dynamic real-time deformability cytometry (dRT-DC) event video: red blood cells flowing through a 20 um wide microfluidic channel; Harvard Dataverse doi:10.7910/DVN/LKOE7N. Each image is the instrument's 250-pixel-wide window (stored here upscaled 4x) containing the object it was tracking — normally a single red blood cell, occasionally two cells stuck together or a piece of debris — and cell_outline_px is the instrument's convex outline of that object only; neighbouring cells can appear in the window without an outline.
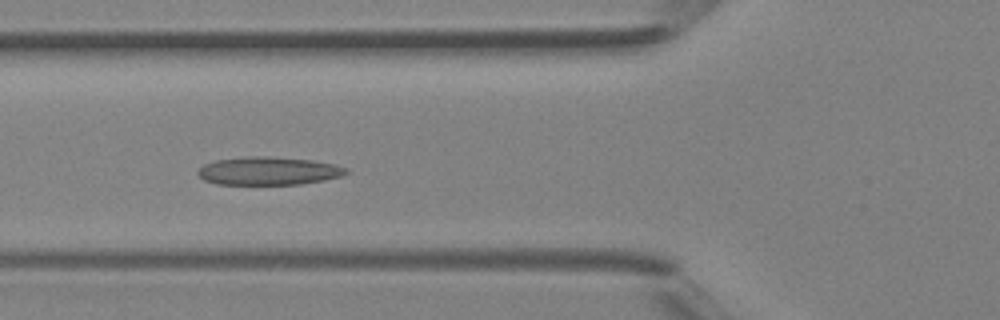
{"species": "Egyptian fruit bat (a non-hibernating species)", "species_latin": "Rousettus aegyptiacus", "temperature_condition": "room temperature", "stored_images_in_passage": 31, "camera_frame_rate_fps": 3000, "um_per_image_px": 0.085, "animal": {"sex": "female"}, "frame": {"image": 1, "passage_image": 12, "time_ms": 3.667, "image_size_px": [1000, 320], "cell_outline_px": [[348, 172], [340, 176], [324, 180], [300, 184], [216, 184], [204, 180], [196, 172], [204, 164], [216, 160], [244, 156], [268, 156], [312, 160], [336, 164], [348, 168]], "centroid_in_image_um": [22.82, 14.52], "position_along_channel_um": 103.0, "area_um2": 24.33}}
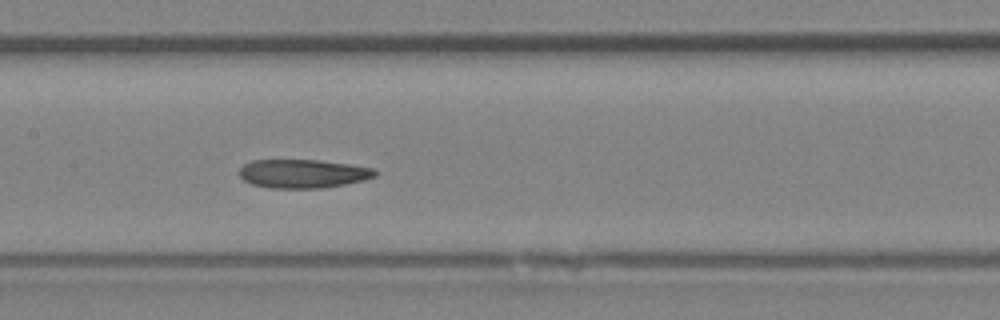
{"frame": {"image": 2, "passage_image": 17, "time_ms": 5.333, "image_size_px": [1000, 320], "cell_outline_px": [[376, 176], [364, 180], [324, 188], [268, 188], [252, 184], [244, 180], [240, 176], [240, 168], [244, 164], [252, 160], [320, 160], [348, 164], [372, 168], [376, 172]], "centroid_in_image_um": [25.73, 14.76], "position_along_channel_um": 181.7, "area_um2": 22.6}}
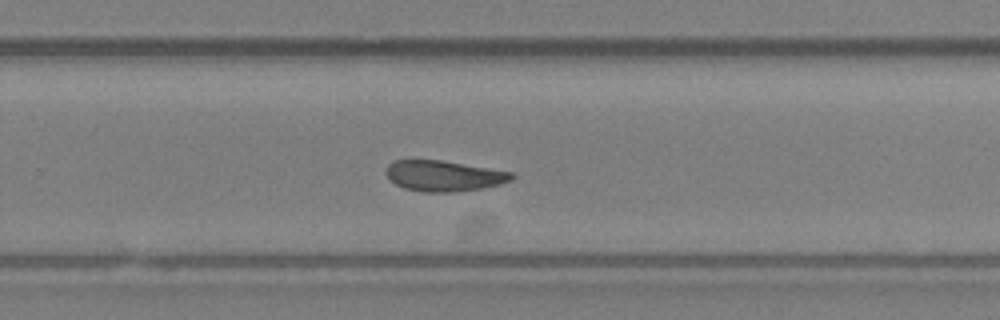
{"frame": {"image": 3, "passage_image": 24, "time_ms": 7.667, "image_size_px": [1000, 320], "cell_outline_px": [[516, 176], [512, 180], [500, 184], [484, 188], [456, 192], [424, 192], [404, 188], [396, 184], [384, 172], [388, 164], [392, 160], [440, 160], [512, 172]], "centroid_in_image_um": [37.73, 14.95], "position_along_channel_um": 292.1, "area_um2": 22.48}}